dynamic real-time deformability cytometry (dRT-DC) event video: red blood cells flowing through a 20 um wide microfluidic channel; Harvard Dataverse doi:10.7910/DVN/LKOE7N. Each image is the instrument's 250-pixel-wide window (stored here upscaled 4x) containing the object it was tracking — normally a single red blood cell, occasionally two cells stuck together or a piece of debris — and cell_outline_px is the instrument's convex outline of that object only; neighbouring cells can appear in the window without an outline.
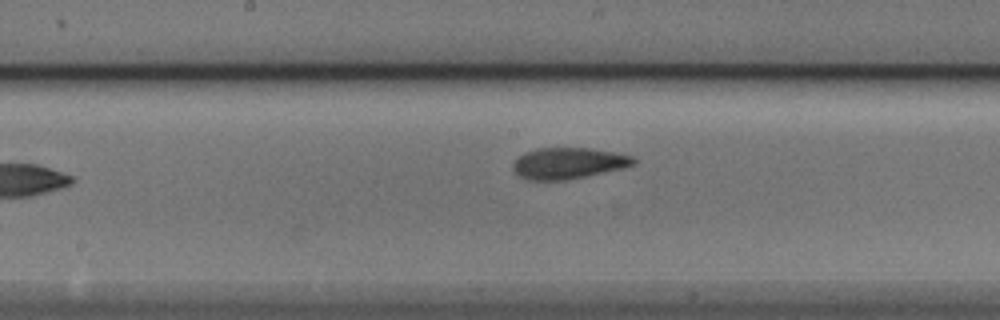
{"species": "Egyptian fruit bat (a non-hibernating species)", "species_latin": "Rousettus aegyptiacus", "temperature_condition": "cold", "stored_images_in_passage": 8, "segment_of_instrument_passage": [1, 2], "camera_frame_rate_fps": 3000, "um_per_image_px": 0.085, "animal": {"sex": "male"}, "frame": {"image": 1, "passage_image": 7, "time_ms": 7.0, "image_size_px": [1000, 320], "cell_outline_px": [[636, 164], [624, 168], [588, 176], [564, 180], [528, 180], [520, 176], [512, 168], [512, 164], [524, 152], [536, 148], [588, 148], [612, 152], [632, 156], [636, 160]], "centroid_in_image_um": [48.31, 13.88], "position_along_channel_um": 199.9, "area_um2": 21.91}}